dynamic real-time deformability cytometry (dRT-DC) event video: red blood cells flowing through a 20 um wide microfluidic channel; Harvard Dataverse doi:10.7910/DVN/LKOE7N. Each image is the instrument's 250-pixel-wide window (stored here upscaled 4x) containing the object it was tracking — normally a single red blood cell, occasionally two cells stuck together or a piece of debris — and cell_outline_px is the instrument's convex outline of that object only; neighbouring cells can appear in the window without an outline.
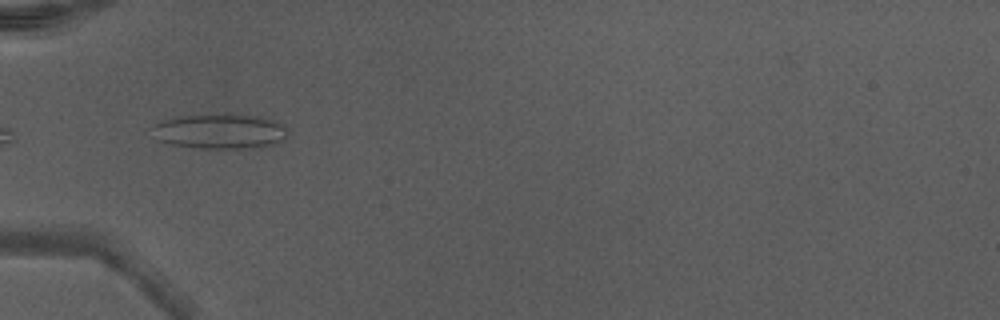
{"species": "Egyptian fruit bat (a non-hibernating species)", "species_latin": "Rousettus aegyptiacus", "temperature_condition": "warm", "stored_images_in_passage": 4, "camera_frame_rate_fps": 3000, "um_per_image_px": 0.085, "animal": {"sex": "male"}, "frame": {"image": 1, "passage_image": 1, "time_ms": 0.0, "image_size_px": [1000, 320], "cell_outline_px": [[284, 140], [276, 144], [252, 148], [200, 148], [172, 144], [160, 140], [156, 124], [164, 120], [184, 116], [228, 112], [260, 116], [272, 120], [280, 124], [284, 128]], "centroid_in_image_um": [18.79, 11.14], "position_along_channel_um": 66.2, "area_um2": 27.17}}